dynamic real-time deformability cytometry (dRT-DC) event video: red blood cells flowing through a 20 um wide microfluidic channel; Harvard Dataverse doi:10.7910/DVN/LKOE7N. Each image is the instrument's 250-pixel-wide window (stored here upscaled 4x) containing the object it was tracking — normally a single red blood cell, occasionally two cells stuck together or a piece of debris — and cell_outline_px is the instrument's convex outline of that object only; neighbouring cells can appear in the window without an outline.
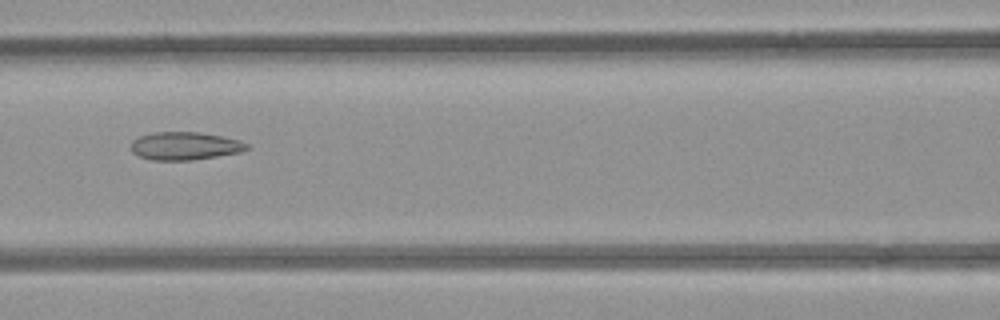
{"species": "common noctule bat (a hibernating species)", "species_latin": "Nyctalus noctula", "temperature_condition": "room temperature", "stored_images_in_passage": 3, "camera_frame_rate_fps": 3000, "um_per_image_px": 0.085, "animal": {"sex": "female", "body_mass_g": 21.9}, "frame": {"image": 1, "passage_image": 3, "time_ms": 2.333, "image_size_px": [1000, 320], "cell_outline_px": [[252, 148], [240, 152], [192, 160], [152, 160], [140, 156], [132, 152], [132, 140], [140, 136], [152, 132], [196, 132], [220, 136], [240, 140], [248, 144]], "centroid_in_image_um": [15.73, 12.4], "position_along_channel_um": 150.9, "area_um2": 18.79}}